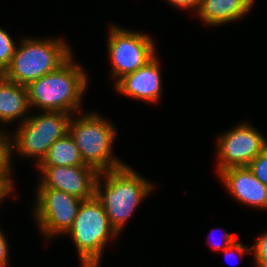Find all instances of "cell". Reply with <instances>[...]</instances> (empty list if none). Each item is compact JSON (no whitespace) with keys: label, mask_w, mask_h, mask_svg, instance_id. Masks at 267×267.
<instances>
[{"label":"cell","mask_w":267,"mask_h":267,"mask_svg":"<svg viewBox=\"0 0 267 267\" xmlns=\"http://www.w3.org/2000/svg\"><path fill=\"white\" fill-rule=\"evenodd\" d=\"M248 168L267 186V147L249 164Z\"/></svg>","instance_id":"18"},{"label":"cell","mask_w":267,"mask_h":267,"mask_svg":"<svg viewBox=\"0 0 267 267\" xmlns=\"http://www.w3.org/2000/svg\"><path fill=\"white\" fill-rule=\"evenodd\" d=\"M11 142L4 132H0V182L10 191H13V182L11 180Z\"/></svg>","instance_id":"16"},{"label":"cell","mask_w":267,"mask_h":267,"mask_svg":"<svg viewBox=\"0 0 267 267\" xmlns=\"http://www.w3.org/2000/svg\"><path fill=\"white\" fill-rule=\"evenodd\" d=\"M36 197L33 215L46 239L67 233L83 200L53 188H38Z\"/></svg>","instance_id":"8"},{"label":"cell","mask_w":267,"mask_h":267,"mask_svg":"<svg viewBox=\"0 0 267 267\" xmlns=\"http://www.w3.org/2000/svg\"><path fill=\"white\" fill-rule=\"evenodd\" d=\"M29 108L27 86L0 75V122L9 123L22 118Z\"/></svg>","instance_id":"14"},{"label":"cell","mask_w":267,"mask_h":267,"mask_svg":"<svg viewBox=\"0 0 267 267\" xmlns=\"http://www.w3.org/2000/svg\"><path fill=\"white\" fill-rule=\"evenodd\" d=\"M167 1H170L171 4L175 5V7L177 6L184 10L189 9V8L190 9L194 8L197 12L201 5L202 0H167Z\"/></svg>","instance_id":"22"},{"label":"cell","mask_w":267,"mask_h":267,"mask_svg":"<svg viewBox=\"0 0 267 267\" xmlns=\"http://www.w3.org/2000/svg\"><path fill=\"white\" fill-rule=\"evenodd\" d=\"M11 193L1 182H0V201Z\"/></svg>","instance_id":"24"},{"label":"cell","mask_w":267,"mask_h":267,"mask_svg":"<svg viewBox=\"0 0 267 267\" xmlns=\"http://www.w3.org/2000/svg\"><path fill=\"white\" fill-rule=\"evenodd\" d=\"M43 177L38 188H53L88 200L95 197L100 172L90 165L38 167Z\"/></svg>","instance_id":"10"},{"label":"cell","mask_w":267,"mask_h":267,"mask_svg":"<svg viewBox=\"0 0 267 267\" xmlns=\"http://www.w3.org/2000/svg\"><path fill=\"white\" fill-rule=\"evenodd\" d=\"M107 46L112 63V77L116 81L145 66L156 53L150 35L114 25H111Z\"/></svg>","instance_id":"7"},{"label":"cell","mask_w":267,"mask_h":267,"mask_svg":"<svg viewBox=\"0 0 267 267\" xmlns=\"http://www.w3.org/2000/svg\"><path fill=\"white\" fill-rule=\"evenodd\" d=\"M213 231H211V233H212ZM224 242H223V245L222 244H220V242L218 243H213L212 244V247H213V249H216V250H224V249H226L227 247H229L230 245H232L236 240H235V237L232 235V234H230V233H225L224 234Z\"/></svg>","instance_id":"23"},{"label":"cell","mask_w":267,"mask_h":267,"mask_svg":"<svg viewBox=\"0 0 267 267\" xmlns=\"http://www.w3.org/2000/svg\"><path fill=\"white\" fill-rule=\"evenodd\" d=\"M66 234L73 239L81 267H99L108 240L118 233L110 225L104 206L94 197L82 201L73 225Z\"/></svg>","instance_id":"5"},{"label":"cell","mask_w":267,"mask_h":267,"mask_svg":"<svg viewBox=\"0 0 267 267\" xmlns=\"http://www.w3.org/2000/svg\"><path fill=\"white\" fill-rule=\"evenodd\" d=\"M80 151L69 132L56 140L37 167L85 166Z\"/></svg>","instance_id":"15"},{"label":"cell","mask_w":267,"mask_h":267,"mask_svg":"<svg viewBox=\"0 0 267 267\" xmlns=\"http://www.w3.org/2000/svg\"><path fill=\"white\" fill-rule=\"evenodd\" d=\"M16 47L11 36L0 27V75L10 66Z\"/></svg>","instance_id":"17"},{"label":"cell","mask_w":267,"mask_h":267,"mask_svg":"<svg viewBox=\"0 0 267 267\" xmlns=\"http://www.w3.org/2000/svg\"><path fill=\"white\" fill-rule=\"evenodd\" d=\"M253 3L254 0H202L197 13L204 23L218 26L241 19Z\"/></svg>","instance_id":"13"},{"label":"cell","mask_w":267,"mask_h":267,"mask_svg":"<svg viewBox=\"0 0 267 267\" xmlns=\"http://www.w3.org/2000/svg\"><path fill=\"white\" fill-rule=\"evenodd\" d=\"M225 252V255H232V254H238V255H245V253L247 254L249 251L252 252L251 247H245L244 245H242L241 242H237L235 241L232 245H230L229 247H227L226 249L223 250Z\"/></svg>","instance_id":"21"},{"label":"cell","mask_w":267,"mask_h":267,"mask_svg":"<svg viewBox=\"0 0 267 267\" xmlns=\"http://www.w3.org/2000/svg\"><path fill=\"white\" fill-rule=\"evenodd\" d=\"M158 62L155 56L145 66L124 75L115 83V89L124 95L146 102L158 101L162 93L161 72Z\"/></svg>","instance_id":"11"},{"label":"cell","mask_w":267,"mask_h":267,"mask_svg":"<svg viewBox=\"0 0 267 267\" xmlns=\"http://www.w3.org/2000/svg\"><path fill=\"white\" fill-rule=\"evenodd\" d=\"M86 71L73 62L71 56L57 70L27 86L29 105L43 111L81 112V101L87 88Z\"/></svg>","instance_id":"1"},{"label":"cell","mask_w":267,"mask_h":267,"mask_svg":"<svg viewBox=\"0 0 267 267\" xmlns=\"http://www.w3.org/2000/svg\"><path fill=\"white\" fill-rule=\"evenodd\" d=\"M217 141L218 174L231 167H248L267 147V139L246 123L229 129Z\"/></svg>","instance_id":"9"},{"label":"cell","mask_w":267,"mask_h":267,"mask_svg":"<svg viewBox=\"0 0 267 267\" xmlns=\"http://www.w3.org/2000/svg\"><path fill=\"white\" fill-rule=\"evenodd\" d=\"M70 119L69 134L73 137L81 157L86 165L99 172L115 170L126 165L112 156V143L116 130L112 123L98 113L77 115Z\"/></svg>","instance_id":"4"},{"label":"cell","mask_w":267,"mask_h":267,"mask_svg":"<svg viewBox=\"0 0 267 267\" xmlns=\"http://www.w3.org/2000/svg\"><path fill=\"white\" fill-rule=\"evenodd\" d=\"M251 248L256 267H267V232L259 236Z\"/></svg>","instance_id":"19"},{"label":"cell","mask_w":267,"mask_h":267,"mask_svg":"<svg viewBox=\"0 0 267 267\" xmlns=\"http://www.w3.org/2000/svg\"><path fill=\"white\" fill-rule=\"evenodd\" d=\"M218 175L236 200L267 209V186L259 181L248 167H231Z\"/></svg>","instance_id":"12"},{"label":"cell","mask_w":267,"mask_h":267,"mask_svg":"<svg viewBox=\"0 0 267 267\" xmlns=\"http://www.w3.org/2000/svg\"><path fill=\"white\" fill-rule=\"evenodd\" d=\"M72 114L44 111V114L26 115L22 118L11 142L13 150L25 157H36L39 164L47 155L49 147L69 132Z\"/></svg>","instance_id":"6"},{"label":"cell","mask_w":267,"mask_h":267,"mask_svg":"<svg viewBox=\"0 0 267 267\" xmlns=\"http://www.w3.org/2000/svg\"><path fill=\"white\" fill-rule=\"evenodd\" d=\"M101 178L105 180L104 187L101 186ZM153 188L138 172L124 165L115 170L100 172L95 197L104 206L110 225L120 234L126 221Z\"/></svg>","instance_id":"2"},{"label":"cell","mask_w":267,"mask_h":267,"mask_svg":"<svg viewBox=\"0 0 267 267\" xmlns=\"http://www.w3.org/2000/svg\"><path fill=\"white\" fill-rule=\"evenodd\" d=\"M8 252L9 248L7 240L2 231L0 230V265L3 267H7L8 265L9 262Z\"/></svg>","instance_id":"20"},{"label":"cell","mask_w":267,"mask_h":267,"mask_svg":"<svg viewBox=\"0 0 267 267\" xmlns=\"http://www.w3.org/2000/svg\"><path fill=\"white\" fill-rule=\"evenodd\" d=\"M70 49L62 39H23L2 75L9 81L28 86L64 64L73 56Z\"/></svg>","instance_id":"3"}]
</instances>
